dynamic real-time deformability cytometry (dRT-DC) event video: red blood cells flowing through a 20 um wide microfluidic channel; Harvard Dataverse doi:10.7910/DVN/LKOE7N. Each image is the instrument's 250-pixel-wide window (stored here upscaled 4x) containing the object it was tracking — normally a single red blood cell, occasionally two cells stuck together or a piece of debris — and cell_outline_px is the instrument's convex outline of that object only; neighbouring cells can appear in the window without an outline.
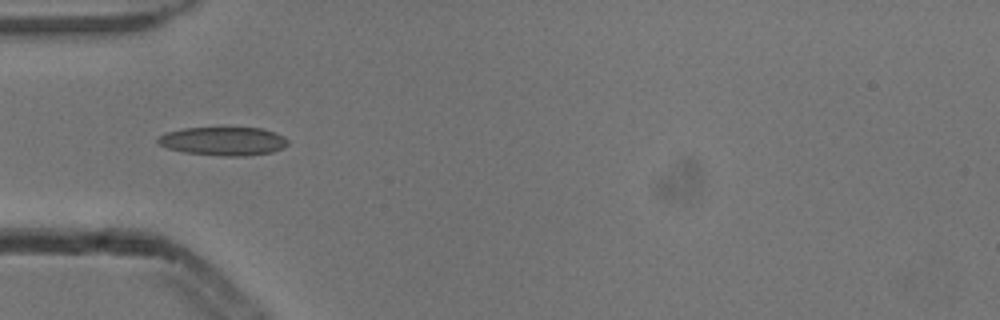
{"species": "common noctule bat (a hibernating species)", "species_latin": "Nyctalus noctula", "temperature_condition": "cold", "stored_images_in_passage": 6, "camera_frame_rate_fps": 3000, "um_per_image_px": 0.085, "animal": {"sex": "male", "body_mass_g": 13.3}, "frame": {"image": 1, "passage_image": 4, "time_ms": 1.0, "image_size_px": [1000, 320], "cell_outline_px": [[288, 144], [284, 148], [272, 152], [244, 156], [224, 156], [184, 152], [168, 148], [160, 144], [156, 140], [160, 136], [168, 132], [184, 128], [260, 128], [276, 132], [284, 136], [288, 140]], "centroid_in_image_um": [19.04, 12.0], "position_along_channel_um": 66.0, "area_um2": 21.5}}
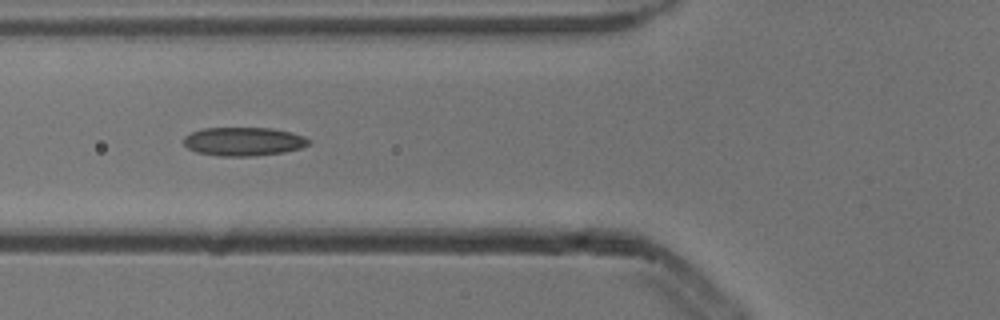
{"frame": {"image": 2, "passage_image": 5, "time_ms": 1.333, "image_size_px": [1000, 320], "cell_outline_px": [[312, 140], [308, 144], [300, 148], [284, 152], [252, 156], [220, 156], [196, 152], [188, 148], [184, 144], [184, 136], [200, 128], [272, 128], [292, 132], [304, 136]], "centroid_in_image_um": [20.7, 12.02], "position_along_channel_um": 105.1, "area_um2": 20.92}}
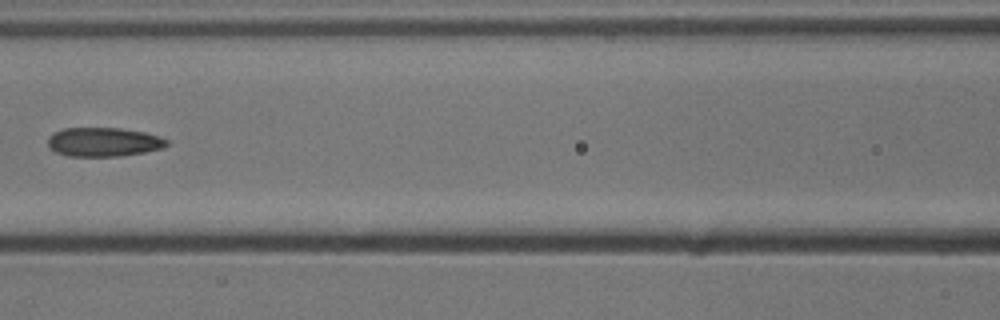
{"frame": {"image": 3, "passage_image": 6, "time_ms": 1.667, "image_size_px": [1000, 320], "cell_outline_px": [[168, 144], [164, 148], [144, 152], [120, 156], [68, 156], [56, 152], [48, 148], [48, 136], [64, 128], [120, 128], [144, 132], [160, 136], [168, 140]], "centroid_in_image_um": [8.81, 12.07], "position_along_channel_um": 157.8, "area_um2": 20.17}}